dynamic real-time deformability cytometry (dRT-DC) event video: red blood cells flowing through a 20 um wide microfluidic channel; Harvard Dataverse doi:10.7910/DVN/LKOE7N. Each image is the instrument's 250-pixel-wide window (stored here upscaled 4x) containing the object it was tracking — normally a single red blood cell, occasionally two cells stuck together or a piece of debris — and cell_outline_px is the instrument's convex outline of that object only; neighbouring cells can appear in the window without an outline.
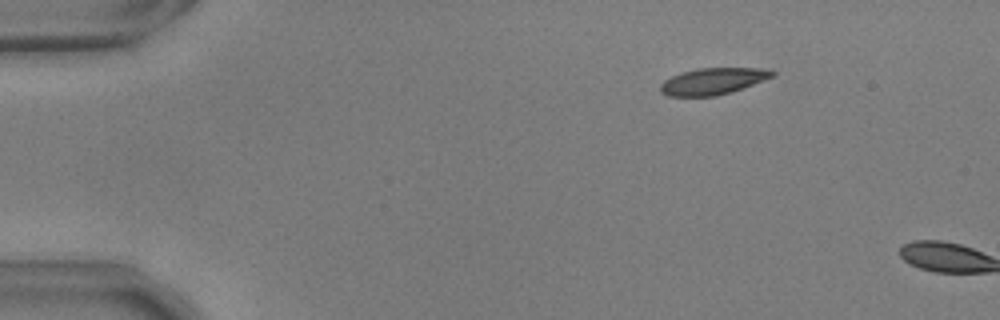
{"species": "common noctule bat (a hibernating species)", "species_latin": "Nyctalus noctula", "temperature_condition": "warm", "stored_images_in_passage": 3, "camera_frame_rate_fps": 3000, "um_per_image_px": 0.085, "animal": {"sex": "male", "body_mass_g": 17.9, "forearm_length_mm": 54.2}, "frame": {"image": 1, "passage_image": 1, "time_ms": 0.0, "image_size_px": [1000, 320], "cell_outline_px": [[776, 76], [732, 92], [716, 96], [668, 96], [660, 92], [660, 84], [664, 80], [680, 72], [696, 68], [772, 68], [776, 72]], "centroid_in_image_um": [60.64, 6.89], "position_along_channel_um": 24.4, "area_um2": 17.69}}